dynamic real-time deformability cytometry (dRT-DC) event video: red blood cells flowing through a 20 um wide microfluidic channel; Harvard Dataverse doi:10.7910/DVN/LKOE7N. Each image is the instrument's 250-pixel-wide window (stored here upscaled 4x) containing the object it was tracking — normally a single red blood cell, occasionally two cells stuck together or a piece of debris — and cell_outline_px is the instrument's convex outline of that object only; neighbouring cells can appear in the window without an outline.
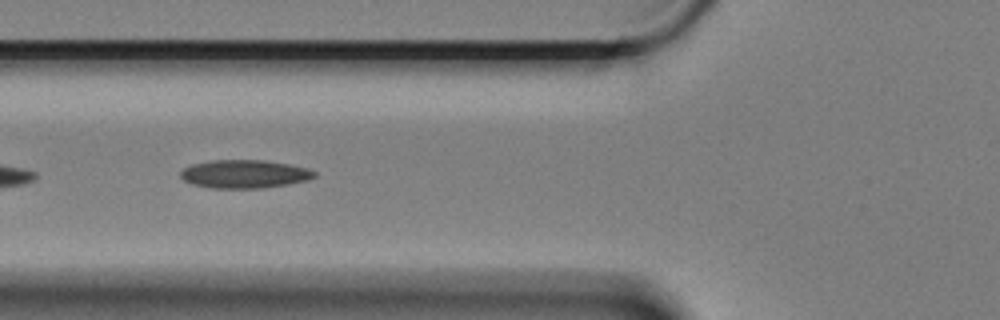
{"species": "Egyptian fruit bat (a non-hibernating species)", "species_latin": "Rousettus aegyptiacus", "temperature_condition": "cold", "stored_images_in_passage": 17, "camera_frame_rate_fps": 3000, "um_per_image_px": 0.085, "animal": {"sex": "female"}, "frame": {"image": 1, "passage_image": 6, "time_ms": 1.667, "image_size_px": [1000, 320], "cell_outline_px": [[316, 176], [308, 180], [288, 184], [264, 188], [212, 188], [192, 184], [184, 180], [180, 176], [180, 172], [184, 168], [192, 164], [212, 160], [264, 160], [288, 164], [308, 168], [316, 172]], "centroid_in_image_um": [20.79, 14.79], "position_along_channel_um": 105.0, "area_um2": 22.08}}
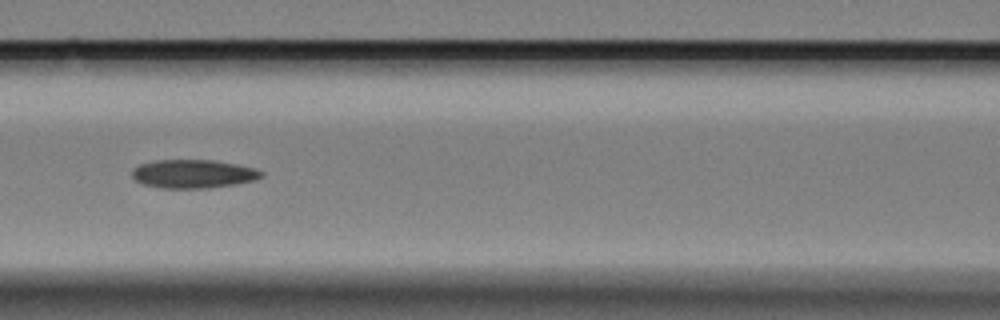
{"frame": {"image": 2, "passage_image": 10, "time_ms": 3.0, "image_size_px": [1000, 320], "cell_outline_px": [[264, 176], [256, 180], [236, 184], [208, 188], [160, 188], [140, 184], [132, 176], [132, 168], [140, 164], [156, 160], [216, 160], [256, 168], [264, 172]], "centroid_in_image_um": [16.44, 14.78], "position_along_channel_um": 150.2, "area_um2": 21.79}}